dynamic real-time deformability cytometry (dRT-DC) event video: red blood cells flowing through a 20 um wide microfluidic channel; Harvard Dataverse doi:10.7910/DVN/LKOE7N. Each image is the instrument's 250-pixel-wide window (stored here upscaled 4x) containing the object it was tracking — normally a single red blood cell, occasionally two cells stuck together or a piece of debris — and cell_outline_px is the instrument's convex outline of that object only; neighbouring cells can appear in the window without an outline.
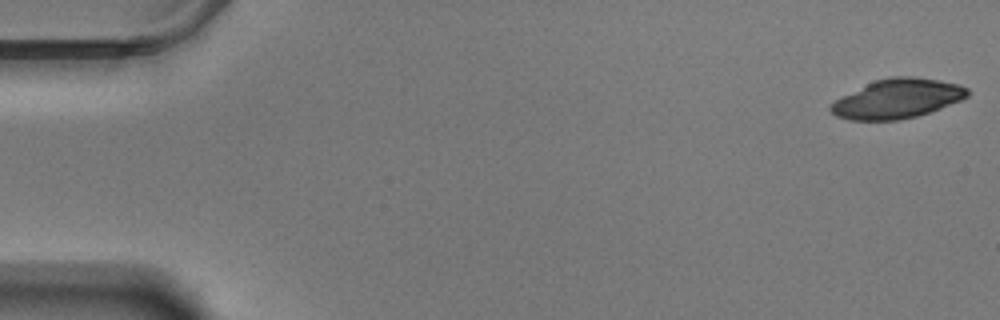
{"species": "Egyptian fruit bat (a non-hibernating species)", "species_latin": "Rousettus aegyptiacus", "temperature_condition": "warm", "stored_images_in_passage": 57, "camera_frame_rate_fps": 3000, "um_per_image_px": 0.085, "animal": {"sex": "male"}, "frame": {"image": 1, "passage_image": 1, "time_ms": 0.0, "image_size_px": [1000, 320], "cell_outline_px": [[968, 96], [960, 100], [940, 108], [916, 116], [900, 120], [848, 120], [836, 116], [828, 108], [828, 104], [876, 80], [888, 76], [912, 76], [940, 80], [960, 84], [968, 88]], "centroid_in_image_um": [76.28, 8.39], "position_along_channel_um": 8.7, "area_um2": 31.1}}